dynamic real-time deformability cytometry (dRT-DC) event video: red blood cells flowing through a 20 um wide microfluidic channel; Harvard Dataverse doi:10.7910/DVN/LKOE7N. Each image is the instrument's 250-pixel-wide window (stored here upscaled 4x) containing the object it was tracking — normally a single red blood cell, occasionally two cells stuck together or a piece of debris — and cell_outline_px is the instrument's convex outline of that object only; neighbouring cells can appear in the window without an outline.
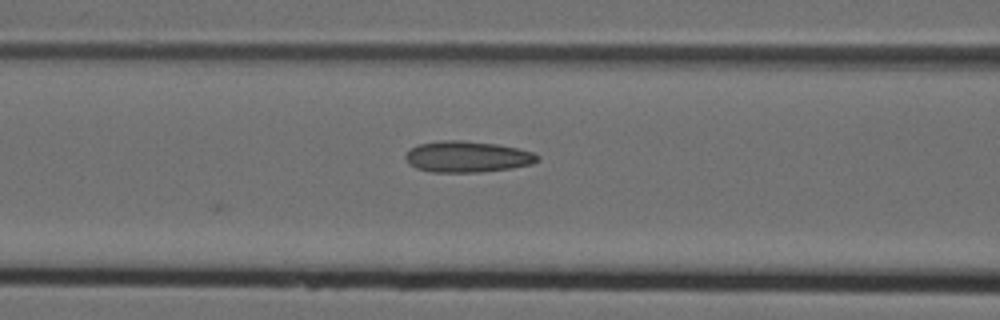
{"species": "Egyptian fruit bat (a non-hibernating species)", "species_latin": "Rousettus aegyptiacus", "temperature_condition": "cold", "stored_images_in_passage": 4, "camera_frame_rate_fps": 3000, "um_per_image_px": 0.085, "animal": {"sex": "female"}, "frame": {"image": 1, "passage_image": 4, "time_ms": 1.0, "image_size_px": [1000, 320], "cell_outline_px": [[540, 156], [532, 164], [512, 168], [480, 172], [432, 172], [416, 168], [408, 164], [404, 156], [412, 148], [420, 144], [440, 140], [460, 140], [496, 144], [516, 148], [532, 152]], "centroid_in_image_um": [39.7, 13.32], "position_along_channel_um": 126.9, "area_um2": 23.81}}